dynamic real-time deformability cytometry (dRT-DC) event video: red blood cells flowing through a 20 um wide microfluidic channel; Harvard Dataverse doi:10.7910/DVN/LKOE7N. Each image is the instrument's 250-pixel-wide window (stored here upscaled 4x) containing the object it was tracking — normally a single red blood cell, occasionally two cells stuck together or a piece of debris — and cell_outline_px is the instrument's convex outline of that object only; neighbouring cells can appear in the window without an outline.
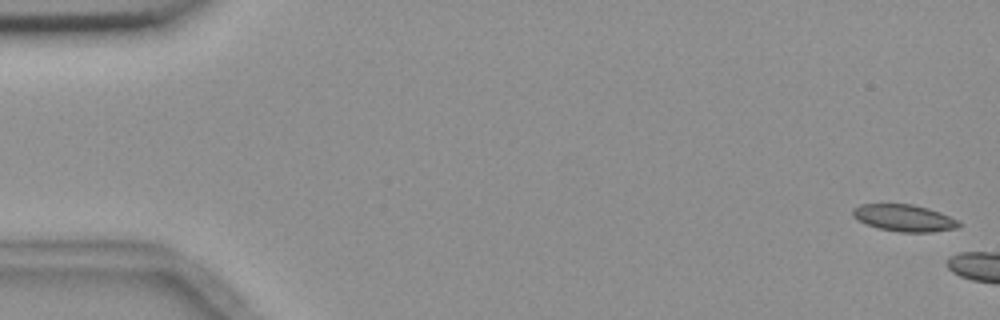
{"species": "common noctule bat (a hibernating species)", "species_latin": "Nyctalus noctula", "temperature_condition": "room temperature", "stored_images_in_passage": 4, "camera_frame_rate_fps": 3000, "um_per_image_px": 0.085, "animal": {"sex": "female", "body_mass_g": 18.4}, "frame": {"image": 1, "passage_image": 1, "time_ms": 0.0, "image_size_px": [1000, 320], "cell_outline_px": [[960, 228], [932, 232], [900, 232], [880, 228], [856, 220], [852, 216], [852, 208], [860, 204], [912, 204], [928, 208], [940, 212], [960, 220]], "centroid_in_image_um": [76.87, 18.52], "position_along_channel_um": 8.1, "area_um2": 16.76}}